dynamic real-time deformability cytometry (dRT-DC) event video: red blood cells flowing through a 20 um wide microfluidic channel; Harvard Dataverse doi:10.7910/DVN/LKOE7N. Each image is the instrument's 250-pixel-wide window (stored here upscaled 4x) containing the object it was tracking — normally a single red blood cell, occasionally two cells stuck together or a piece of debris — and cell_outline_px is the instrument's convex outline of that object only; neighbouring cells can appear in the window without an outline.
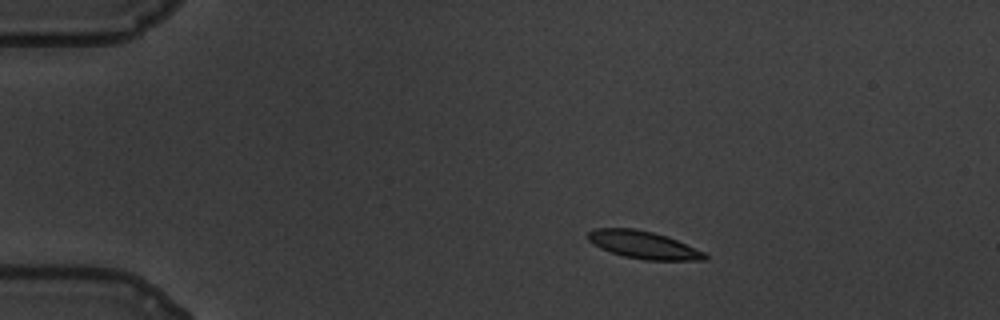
{"species": "common noctule bat (a hibernating species)", "species_latin": "Nyctalus noctula", "temperature_condition": "warm", "stored_images_in_passage": 50, "camera_frame_rate_fps": 3000, "um_per_image_px": 0.085, "animal": {"sex": "male", "body_mass_g": 19.5, "forearm_length_mm": 54.6}, "frame": {"image": 1, "passage_image": 1, "time_ms": 0.0, "image_size_px": [1000, 320], "cell_outline_px": [[708, 260], [644, 260], [624, 256], [600, 248], [588, 240], [588, 232], [596, 228], [636, 228], [668, 236], [704, 252], [708, 256]], "centroid_in_image_um": [54.7, 20.81], "position_along_channel_um": 30.3, "area_um2": 18.73}}
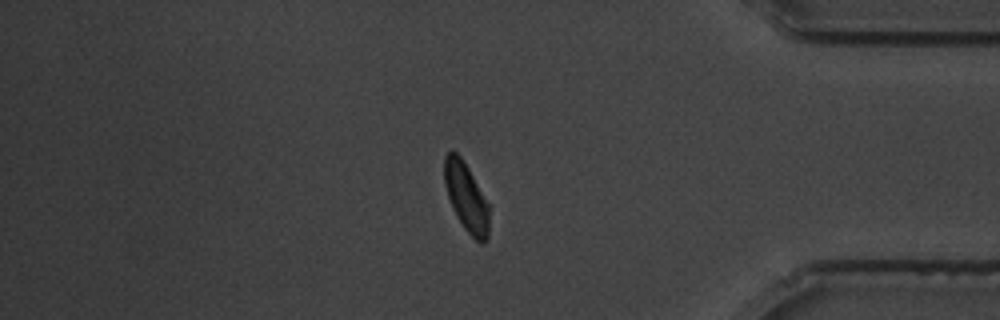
{"frame": {"image": 2, "passage_image": 41, "time_ms": 13.333, "image_size_px": [1000, 320], "cell_outline_px": [[488, 240], [480, 244], [464, 228], [456, 216], [452, 208], [444, 184], [444, 156], [448, 152], [456, 152], [460, 156], [468, 168], [488, 204]], "centroid_in_image_um": [39.61, 16.78], "position_along_channel_um": 395.6, "area_um2": 17.63}}
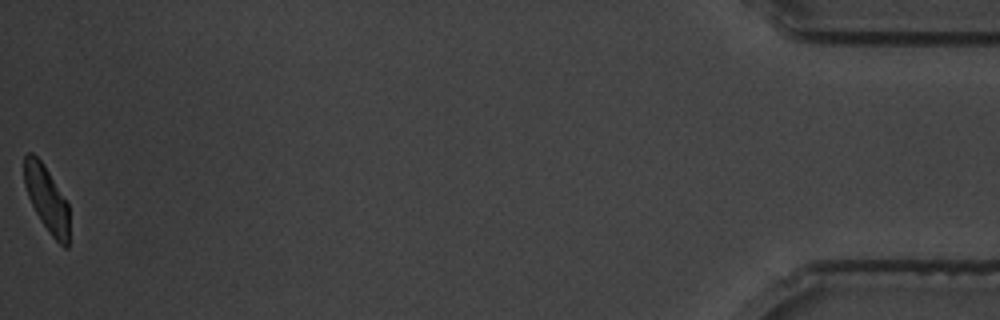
{"frame": {"image": 3, "passage_image": 50, "time_ms": 16.333, "image_size_px": [1000, 320], "cell_outline_px": [[68, 248], [64, 248], [52, 236], [40, 220], [28, 196], [24, 184], [24, 156], [28, 152], [32, 152], [44, 164], [68, 204]], "centroid_in_image_um": [3.95, 16.89], "position_along_channel_um": 431.2, "area_um2": 16.99}, "authors_computed_cell_mechanics": {"area_um2": 18.8717, "velocity_mm_per_s": 3.4091, "shape_relaxation_time_tau1_ms": 2.6335, "shape_relaxation_time_tau2_ms": 1.8103, "deformation_change_tau1": 0.1237, "deformation_change_tau2": 0.0789}}